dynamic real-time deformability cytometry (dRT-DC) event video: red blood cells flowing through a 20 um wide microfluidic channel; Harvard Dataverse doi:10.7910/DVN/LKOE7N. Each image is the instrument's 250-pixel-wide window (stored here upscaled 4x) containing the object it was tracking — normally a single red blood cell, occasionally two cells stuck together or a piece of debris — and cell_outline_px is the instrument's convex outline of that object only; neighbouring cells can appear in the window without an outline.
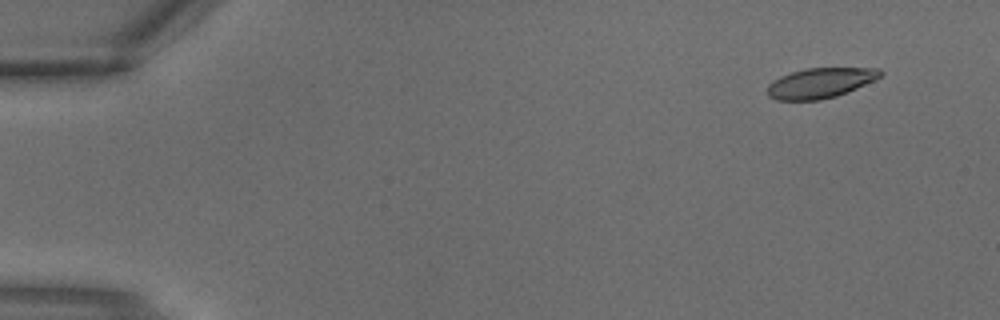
{"species": "common noctule bat (a hibernating species)", "species_latin": "Nyctalus noctula", "temperature_condition": "warm", "stored_images_in_passage": 2, "camera_frame_rate_fps": 3000, "um_per_image_px": 0.085, "animal": {"sex": "male", "body_mass_g": 18.8}, "frame": {"image": 1, "passage_image": 2, "time_ms": 0.333, "image_size_px": [1000, 320], "cell_outline_px": [[884, 72], [876, 80], [836, 96], [820, 100], [776, 100], [768, 96], [768, 84], [772, 80], [780, 76], [792, 72], [808, 68], [880, 68]], "centroid_in_image_um": [69.73, 7.05], "position_along_channel_um": 15.3, "area_um2": 19.83}}